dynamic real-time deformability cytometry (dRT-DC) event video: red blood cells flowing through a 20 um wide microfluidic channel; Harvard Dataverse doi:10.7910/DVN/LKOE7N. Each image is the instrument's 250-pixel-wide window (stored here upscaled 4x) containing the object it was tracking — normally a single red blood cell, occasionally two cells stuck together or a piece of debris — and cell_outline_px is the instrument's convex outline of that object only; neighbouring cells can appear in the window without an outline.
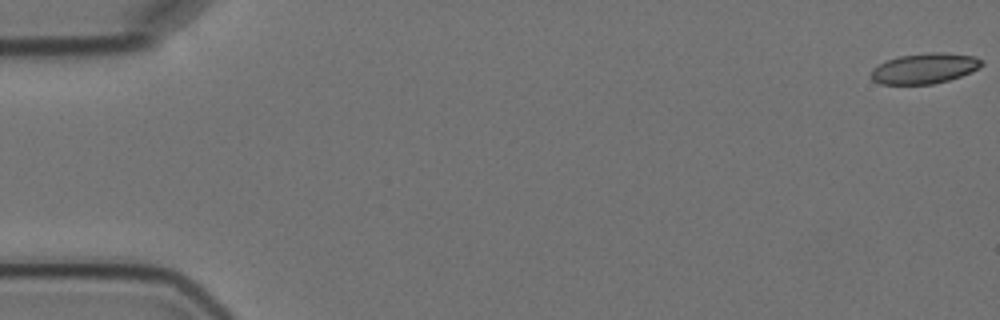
{"species": "Egyptian fruit bat (a non-hibernating species)", "species_latin": "Rousettus aegyptiacus", "temperature_condition": "cold", "stored_images_in_passage": 7, "camera_frame_rate_fps": 3000, "um_per_image_px": 0.085, "animal": {"sex": "female"}, "frame": {"image": 1, "passage_image": 1, "time_ms": 0.0, "image_size_px": [1000, 320], "cell_outline_px": [[984, 64], [980, 68], [972, 72], [948, 80], [932, 84], [880, 84], [872, 80], [868, 76], [872, 68], [888, 60], [900, 56], [928, 52], [944, 52], [976, 56], [984, 60]], "centroid_in_image_um": [78.61, 5.81], "position_along_channel_um": 6.4, "area_um2": 19.88}}
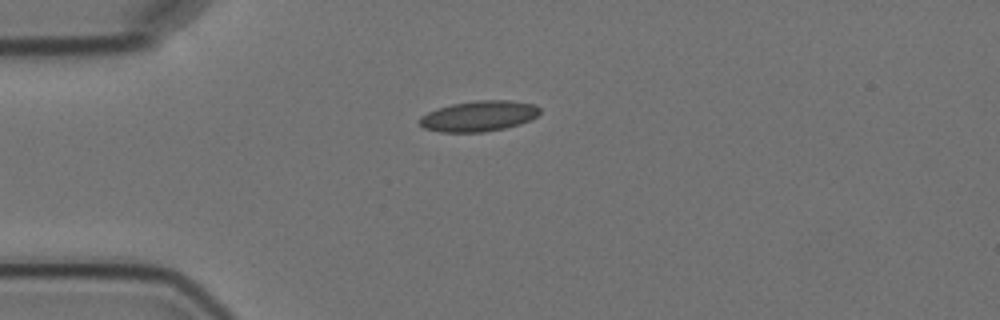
{"frame": {"image": 2, "passage_image": 5, "time_ms": 4.667, "image_size_px": [1000, 320], "cell_outline_px": [[540, 112], [536, 116], [520, 124], [504, 128], [484, 132], [440, 132], [424, 128], [420, 124], [420, 116], [428, 112], [452, 104], [476, 100], [508, 100], [532, 104], [540, 108]], "centroid_in_image_um": [40.69, 9.87], "position_along_channel_um": 44.3, "area_um2": 21.21}}
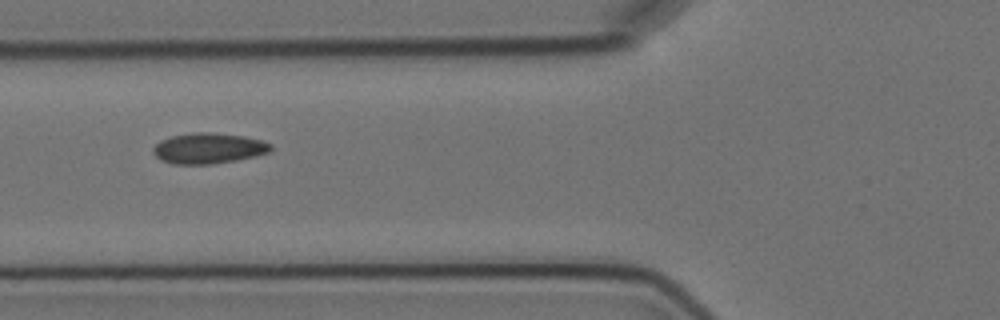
{"frame": {"image": 3, "passage_image": 7, "time_ms": 7.0, "image_size_px": [1000, 320], "cell_outline_px": [[272, 152], [236, 160], [212, 164], [172, 164], [160, 160], [152, 152], [152, 148], [160, 140], [172, 136], [192, 132], [212, 132], [244, 136], [260, 140], [272, 144]], "centroid_in_image_um": [17.71, 12.6], "position_along_channel_um": 108.1, "area_um2": 21.15}}